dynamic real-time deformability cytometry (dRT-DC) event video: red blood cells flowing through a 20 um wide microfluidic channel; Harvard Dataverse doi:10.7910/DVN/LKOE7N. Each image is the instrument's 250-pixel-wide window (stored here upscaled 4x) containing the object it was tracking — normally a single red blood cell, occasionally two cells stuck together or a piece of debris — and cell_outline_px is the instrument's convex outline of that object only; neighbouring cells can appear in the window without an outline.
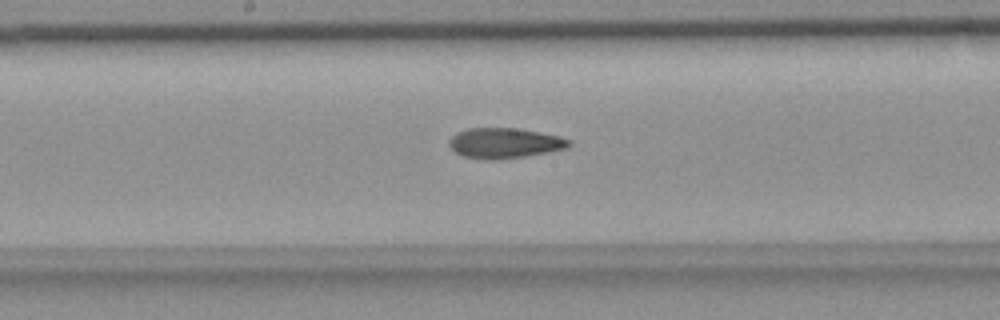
{"species": "common noctule bat (a hibernating species)", "species_latin": "Nyctalus noctula", "temperature_condition": "room temperature", "stored_images_in_passage": 34, "camera_frame_rate_fps": 3000, "um_per_image_px": 0.085, "animal": {"sex": "female", "body_mass_g": 18.4}, "frame": {"image": 1, "passage_image": 17, "time_ms": 5.333, "image_size_px": [1000, 320], "cell_outline_px": [[572, 144], [568, 148], [524, 156], [492, 160], [464, 156], [456, 152], [448, 144], [452, 136], [468, 128], [516, 128], [560, 136], [572, 140]], "centroid_in_image_um": [42.93, 12.15], "position_along_channel_um": 205.3, "area_um2": 20.87}}
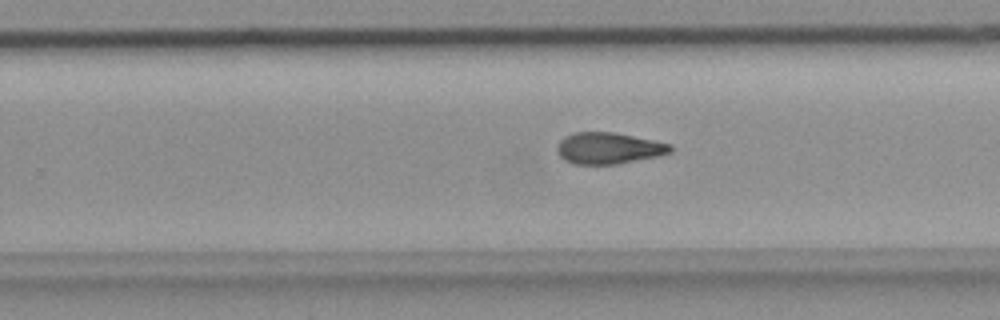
{"frame": {"image": 2, "passage_image": 23, "time_ms": 7.333, "image_size_px": [1000, 320], "cell_outline_px": [[672, 152], [656, 156], [616, 164], [572, 164], [564, 160], [556, 152], [556, 148], [560, 140], [564, 136], [576, 132], [612, 132], [672, 144]], "centroid_in_image_um": [51.68, 12.6], "position_along_channel_um": 278.1, "area_um2": 20.63}}
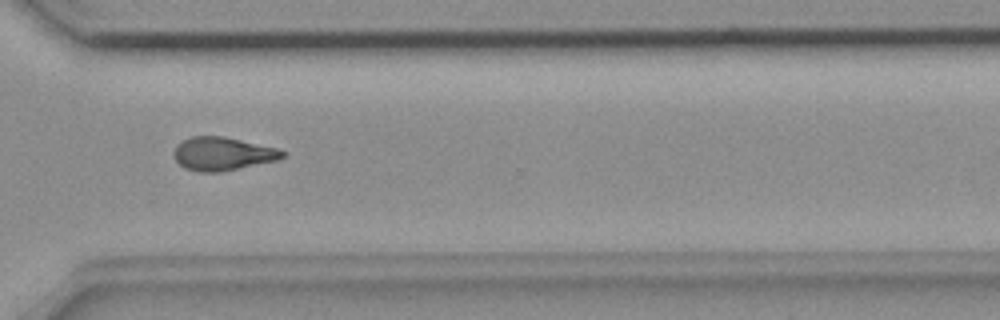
{"frame": {"image": 3, "passage_image": 29, "time_ms": 9.333, "image_size_px": [1000, 320], "cell_outline_px": [[284, 156], [276, 160], [220, 172], [200, 172], [184, 168], [176, 160], [172, 152], [176, 144], [192, 136], [224, 136], [276, 148], [284, 152]], "centroid_in_image_um": [18.86, 13.07], "position_along_channel_um": 351.7, "area_um2": 20.87}}